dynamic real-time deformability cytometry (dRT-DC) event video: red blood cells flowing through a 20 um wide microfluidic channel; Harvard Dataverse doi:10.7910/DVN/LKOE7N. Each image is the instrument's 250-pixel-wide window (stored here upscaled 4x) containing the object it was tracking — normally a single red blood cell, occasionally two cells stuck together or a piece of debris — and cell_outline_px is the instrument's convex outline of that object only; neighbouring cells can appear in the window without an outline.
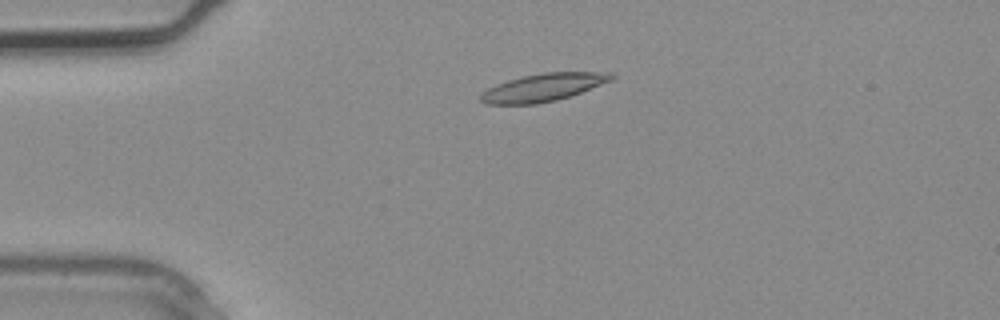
{"species": "common noctule bat (a hibernating species)", "species_latin": "Nyctalus noctula", "temperature_condition": "warm", "stored_images_in_passage": 1, "camera_frame_rate_fps": 3000, "um_per_image_px": 0.085, "animal": {"sex": "male", "body_mass_g": 20.4}, "frame": {"image": 1, "passage_image": 1, "time_ms": 0.0, "image_size_px": [1000, 320], "cell_outline_px": [[616, 76], [612, 80], [572, 96], [556, 100], [536, 104], [484, 104], [480, 100], [480, 96], [488, 88], [496, 84], [508, 80], [524, 76], [544, 72], [612, 72]], "centroid_in_image_um": [46.21, 7.43], "position_along_channel_um": 38.8, "area_um2": 21.15}}